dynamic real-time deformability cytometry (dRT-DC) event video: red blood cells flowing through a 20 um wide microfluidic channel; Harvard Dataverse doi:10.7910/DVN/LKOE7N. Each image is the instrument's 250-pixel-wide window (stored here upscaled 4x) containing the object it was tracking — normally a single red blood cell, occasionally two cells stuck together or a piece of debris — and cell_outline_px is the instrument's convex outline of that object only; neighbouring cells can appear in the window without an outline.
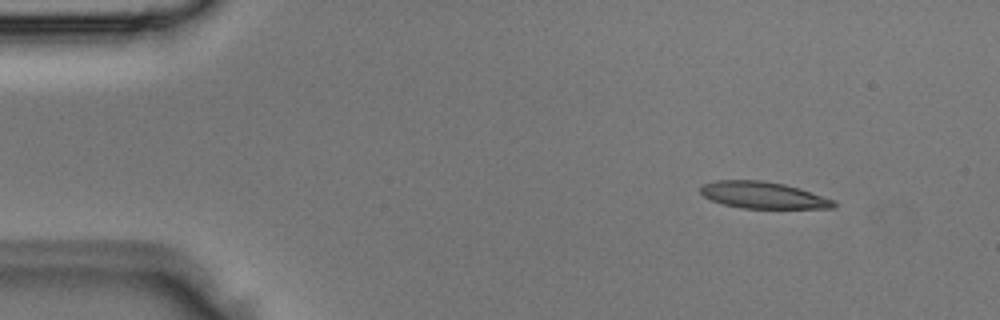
{"species": "Egyptian fruit bat (a non-hibernating species)", "species_latin": "Rousettus aegyptiacus", "temperature_condition": "room temperature", "stored_images_in_passage": 3, "camera_frame_rate_fps": 3000, "um_per_image_px": 0.085, "animal": {"sex": "male"}, "frame": {"image": 1, "passage_image": 1, "time_ms": 0.0, "image_size_px": [1000, 320], "cell_outline_px": [[836, 208], [740, 208], [724, 204], [712, 200], [704, 196], [700, 192], [700, 188], [704, 184], [716, 180], [764, 180], [784, 184], [800, 188], [836, 200]], "centroid_in_image_um": [64.9, 16.58], "position_along_channel_um": 20.1, "area_um2": 20.81}}